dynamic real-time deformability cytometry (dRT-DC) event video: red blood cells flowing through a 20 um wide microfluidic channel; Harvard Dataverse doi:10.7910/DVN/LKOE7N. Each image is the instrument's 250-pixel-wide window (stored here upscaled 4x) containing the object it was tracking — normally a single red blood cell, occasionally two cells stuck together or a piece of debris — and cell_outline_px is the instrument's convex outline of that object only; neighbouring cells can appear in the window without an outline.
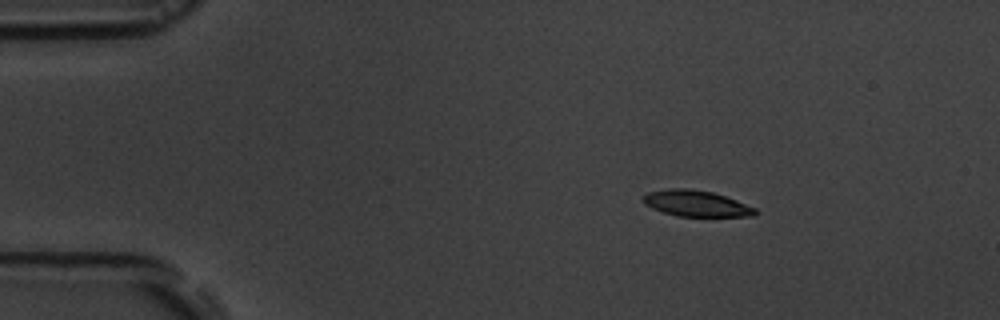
{"species": "common noctule bat (a hibernating species)", "species_latin": "Nyctalus noctula", "temperature_condition": "room temperature", "stored_images_in_passage": 3, "camera_frame_rate_fps": 3000, "um_per_image_px": 0.085, "animal": {"sex": "male", "body_mass_g": 19.5, "forearm_length_mm": 54.6}, "frame": {"image": 1, "passage_image": 1, "time_ms": 0.0, "image_size_px": [1000, 320], "cell_outline_px": [[756, 216], [676, 216], [652, 208], [644, 204], [640, 200], [640, 196], [648, 192], [668, 188], [688, 188], [712, 192], [736, 200], [756, 208]], "centroid_in_image_um": [59.11, 17.28], "position_along_channel_um": 25.9, "area_um2": 17.11}}